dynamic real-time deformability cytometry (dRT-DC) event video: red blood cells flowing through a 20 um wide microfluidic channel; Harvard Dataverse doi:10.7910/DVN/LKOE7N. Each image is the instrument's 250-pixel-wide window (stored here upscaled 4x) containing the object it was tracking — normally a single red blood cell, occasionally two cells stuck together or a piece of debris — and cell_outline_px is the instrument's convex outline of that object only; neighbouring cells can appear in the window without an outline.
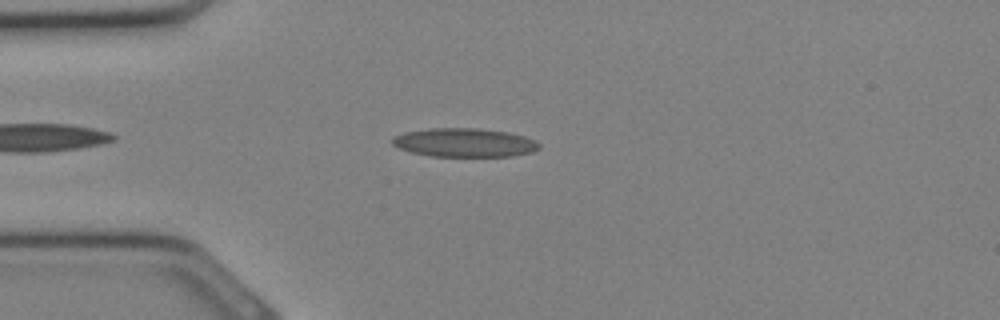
{"species": "Egyptian fruit bat (a non-hibernating species)", "species_latin": "Rousettus aegyptiacus", "temperature_condition": "cold", "stored_images_in_passage": 25, "camera_frame_rate_fps": 3000, "um_per_image_px": 0.085, "animal": {"sex": "female"}, "frame": {"image": 1, "passage_image": 3, "time_ms": 0.667, "image_size_px": [1000, 320], "cell_outline_px": [[540, 148], [532, 152], [512, 156], [432, 156], [412, 152], [400, 148], [392, 144], [392, 136], [404, 132], [428, 128], [480, 128], [508, 132], [524, 136], [536, 140], [540, 144]], "centroid_in_image_um": [39.49, 12.11], "position_along_channel_um": 45.5, "area_um2": 24.68}}
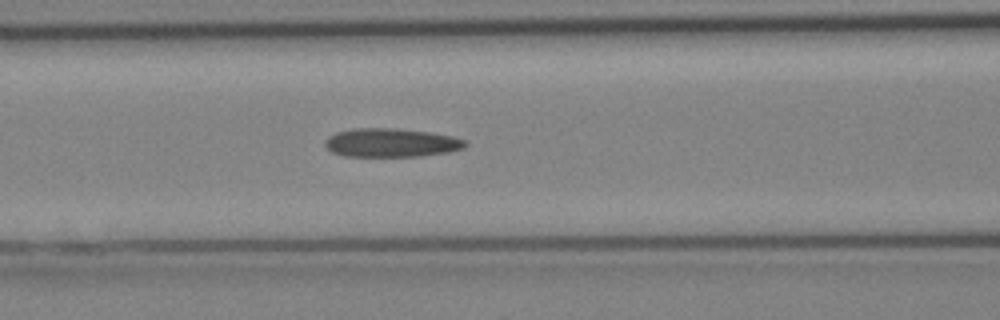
{"frame": {"image": 2, "passage_image": 8, "time_ms": 2.333, "image_size_px": [1000, 320], "cell_outline_px": [[468, 144], [464, 148], [448, 152], [420, 156], [344, 156], [332, 152], [324, 144], [324, 140], [328, 136], [336, 132], [352, 128], [396, 128], [428, 132], [452, 136], [464, 140]], "centroid_in_image_um": [33.22, 12.12], "position_along_channel_um": 133.4, "area_um2": 23.47}}
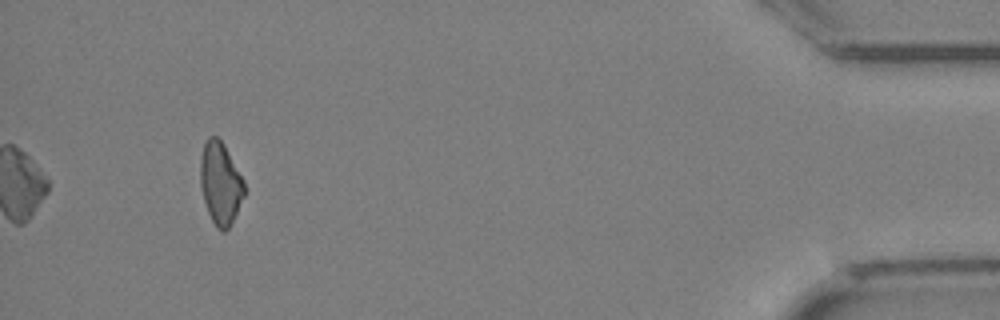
{"frame": {"image": 3, "passage_image": 25, "time_ms": 8.0, "image_size_px": [1000, 320], "cell_outline_px": [[244, 196], [228, 228], [224, 232], [220, 232], [216, 228], [208, 212], [200, 188], [200, 160], [204, 140], [208, 136], [216, 136], [224, 144], [244, 180]], "centroid_in_image_um": [18.71, 15.55], "position_along_channel_um": 416.5, "area_um2": 21.1}}